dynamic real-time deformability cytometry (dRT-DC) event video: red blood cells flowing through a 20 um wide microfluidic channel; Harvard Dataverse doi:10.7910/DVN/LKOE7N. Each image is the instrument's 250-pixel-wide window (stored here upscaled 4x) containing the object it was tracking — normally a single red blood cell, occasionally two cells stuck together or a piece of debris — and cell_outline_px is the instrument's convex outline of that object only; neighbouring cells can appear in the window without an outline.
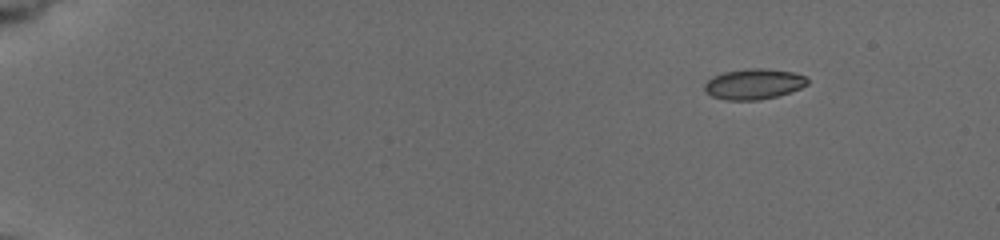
{"species": "common noctule bat (a hibernating species)", "species_latin": "Nyctalus noctula", "temperature_condition": "cold", "stored_images_in_passage": 35, "camera_frame_rate_fps": 3000, "um_per_image_px": 0.085, "animal": {"sex": "female", "body_mass_g": 19.5, "forearm_length_mm": 54.1}, "frame": {"image": 1, "passage_image": 1, "time_ms": 0.0, "image_size_px": [1000, 240], "cell_outline_px": [[808, 84], [800, 88], [776, 96], [760, 100], [724, 100], [712, 96], [704, 92], [704, 84], [712, 76], [724, 72], [748, 68], [764, 68], [792, 72], [804, 76], [808, 80]], "centroid_in_image_um": [64.02, 7.14], "position_along_channel_um": 21.0, "area_um2": 18.32}}
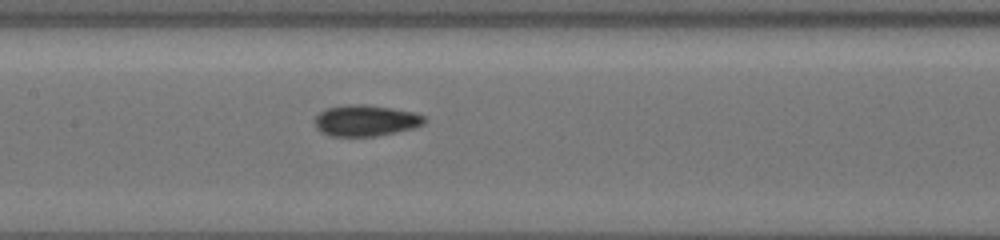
{"frame": {"image": 2, "passage_image": 23, "time_ms": 7.667, "image_size_px": [1000, 240], "cell_outline_px": [[424, 124], [412, 128], [396, 132], [376, 136], [332, 136], [316, 128], [316, 116], [320, 112], [328, 108], [348, 104], [364, 104], [412, 112], [424, 116]], "centroid_in_image_um": [31.08, 10.25], "position_along_channel_um": 176.3, "area_um2": 19.48}}
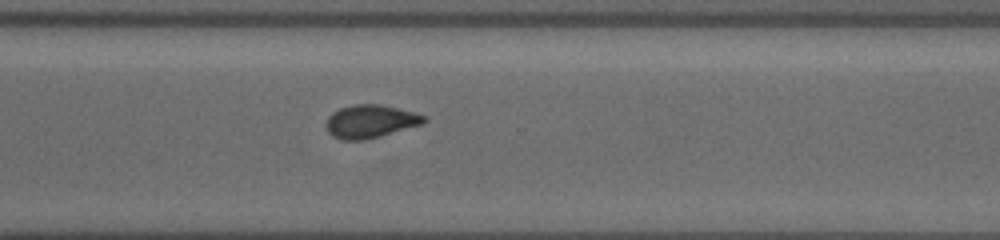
{"frame": {"image": 3, "passage_image": 35, "time_ms": 12.0, "image_size_px": [1000, 240], "cell_outline_px": [[428, 120], [420, 124], [364, 140], [344, 140], [332, 136], [328, 132], [328, 116], [332, 112], [340, 108], [352, 104], [380, 104], [412, 112], [424, 116]], "centroid_in_image_um": [31.44, 10.3], "position_along_channel_um": 339.2, "area_um2": 18.38}}